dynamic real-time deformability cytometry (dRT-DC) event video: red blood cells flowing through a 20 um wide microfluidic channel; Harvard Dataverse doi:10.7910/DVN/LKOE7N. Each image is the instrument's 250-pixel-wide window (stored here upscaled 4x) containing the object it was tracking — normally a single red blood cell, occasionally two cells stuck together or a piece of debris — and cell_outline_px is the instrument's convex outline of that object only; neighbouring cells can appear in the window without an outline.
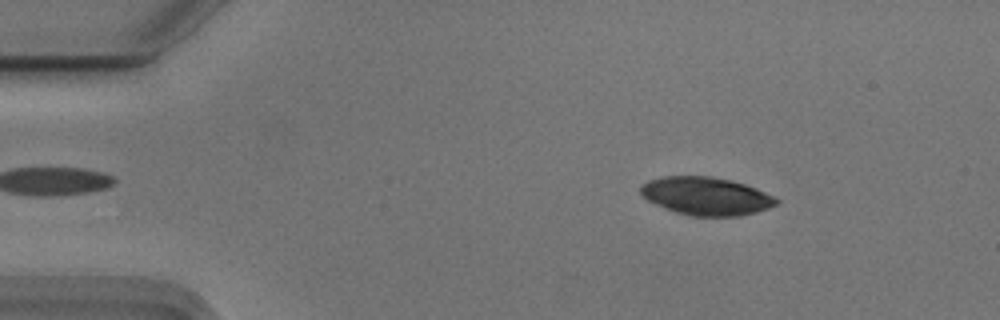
{"species": "Egyptian fruit bat (a non-hibernating species)", "species_latin": "Rousettus aegyptiacus", "temperature_condition": "cold", "stored_images_in_passage": 53, "camera_frame_rate_fps": 3000, "um_per_image_px": 0.085, "animal": {"sex": "male"}, "frame": {"image": 1, "passage_image": 7, "time_ms": 2.0, "image_size_px": [1000, 320], "cell_outline_px": [[780, 200], [776, 204], [768, 208], [756, 212], [740, 216], [688, 216], [676, 212], [656, 204], [648, 200], [640, 192], [640, 188], [648, 180], [664, 176], [712, 176], [744, 184], [756, 188]], "centroid_in_image_um": [60.02, 16.67], "position_along_channel_um": 25.0, "area_um2": 29.82}}
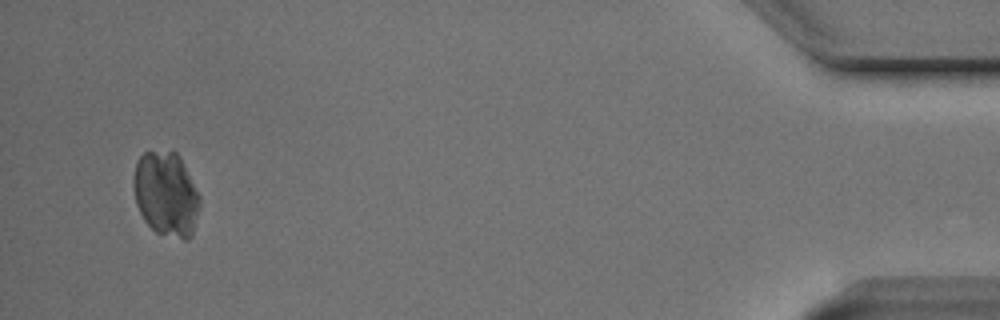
{"frame": {"image": 2, "passage_image": 51, "time_ms": 16.667, "image_size_px": [1000, 320], "cell_outline_px": [[200, 208], [192, 236], [188, 240], [184, 240], [156, 232], [144, 220], [136, 204], [132, 184], [136, 164], [140, 156], [144, 152], [176, 152], [180, 156], [200, 196]], "centroid_in_image_um": [14.13, 16.52], "position_along_channel_um": 421.1, "area_um2": 32.71}}